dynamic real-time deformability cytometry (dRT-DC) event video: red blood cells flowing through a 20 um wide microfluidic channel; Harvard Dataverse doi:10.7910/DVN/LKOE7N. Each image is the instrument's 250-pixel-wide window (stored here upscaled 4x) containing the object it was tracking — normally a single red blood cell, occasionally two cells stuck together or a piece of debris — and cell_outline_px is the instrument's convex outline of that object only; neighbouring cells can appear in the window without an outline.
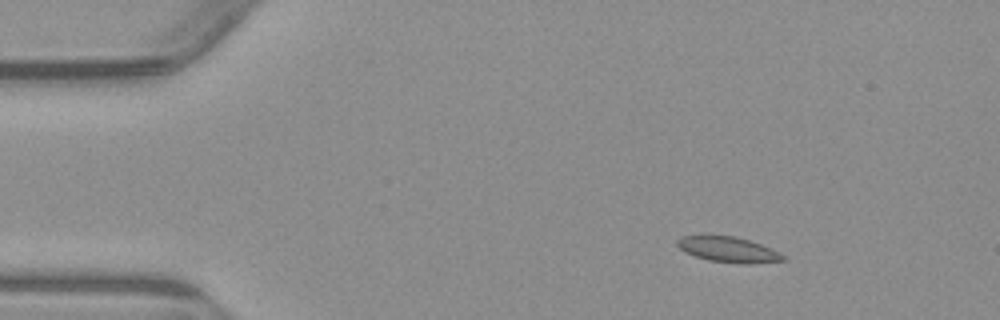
{"species": "common noctule bat (a hibernating species)", "species_latin": "Nyctalus noctula", "temperature_condition": "warm", "stored_images_in_passage": 5, "camera_frame_rate_fps": 3000, "um_per_image_px": 0.085, "animal": {"sex": "male", "body_mass_g": 23.1, "forearm_length_mm": 52.7}, "frame": {"image": 1, "passage_image": 3, "time_ms": 2.333, "image_size_px": [1000, 320], "cell_outline_px": [[784, 260], [708, 260], [684, 252], [676, 244], [676, 240], [680, 236], [736, 236], [772, 248], [780, 252], [784, 256]], "centroid_in_image_um": [61.77, 21.13], "position_along_channel_um": 23.2, "area_um2": 14.39}}